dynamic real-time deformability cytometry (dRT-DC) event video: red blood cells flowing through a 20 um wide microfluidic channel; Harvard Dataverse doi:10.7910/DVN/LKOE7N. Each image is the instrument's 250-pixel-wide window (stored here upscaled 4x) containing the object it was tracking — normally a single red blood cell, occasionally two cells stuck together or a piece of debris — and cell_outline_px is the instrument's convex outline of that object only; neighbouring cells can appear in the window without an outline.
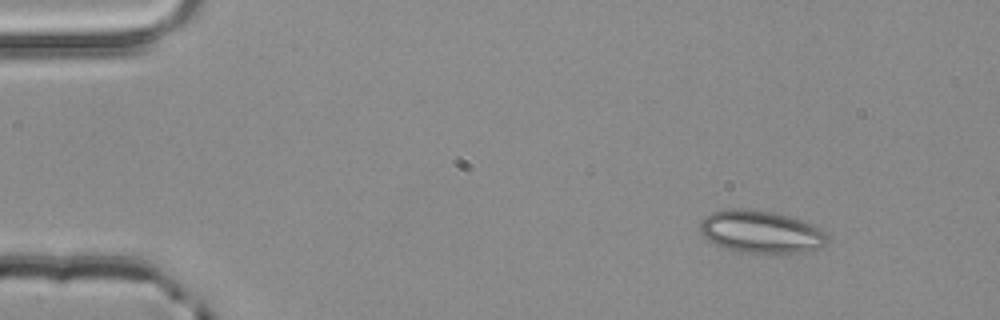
{"species": "common noctule bat (a hibernating species)", "species_latin": "Nyctalus noctula", "temperature_condition": "room temperature", "stored_images_in_passage": 3, "camera_frame_rate_fps": 3000, "um_per_image_px": 0.085, "animal": {"sex": "male", "body_mass_g": 20.4}, "frame": {"image": 1, "passage_image": 1, "time_ms": 0.0, "image_size_px": [1000, 320], "cell_outline_px": [[828, 240], [824, 244], [816, 248], [804, 252], [732, 252], [708, 240], [700, 232], [700, 220], [704, 216], [712, 212], [732, 208], [740, 208], [776, 212], [800, 220], [820, 228], [828, 236]], "centroid_in_image_um": [64.62, 19.69], "position_along_channel_um": 20.4, "area_um2": 31.39}}